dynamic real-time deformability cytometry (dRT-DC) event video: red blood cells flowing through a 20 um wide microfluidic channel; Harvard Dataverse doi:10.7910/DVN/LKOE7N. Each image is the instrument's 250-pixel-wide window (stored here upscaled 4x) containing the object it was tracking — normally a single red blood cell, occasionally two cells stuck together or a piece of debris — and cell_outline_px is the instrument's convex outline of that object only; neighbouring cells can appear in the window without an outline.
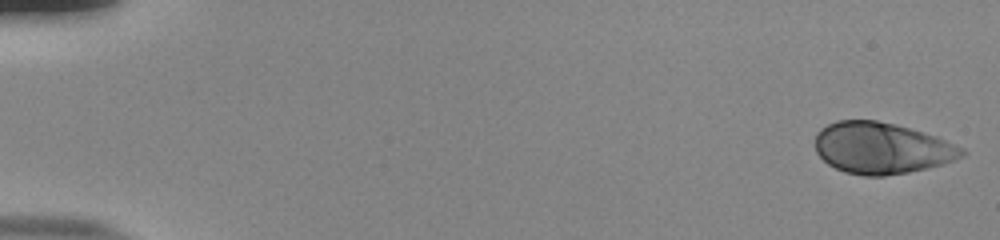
{"species": "human", "species_latin": "Homo sapiens", "temperature_condition": "room temperature", "stored_images_in_passage": 53, "camera_frame_rate_fps": 3000, "um_per_image_px": 0.085, "donor": {"sex": "male"}, "frame": {"image": 1, "passage_image": 1, "time_ms": 0.0, "image_size_px": [1000, 240], "cell_outline_px": [[968, 152], [964, 156], [940, 164], [908, 172], [884, 176], [864, 176], [844, 172], [828, 164], [816, 152], [816, 132], [820, 128], [836, 120], [876, 120], [896, 124], [924, 132], [936, 136], [964, 148]], "centroid_in_image_um": [74.93, 12.58], "position_along_channel_um": 10.1, "area_um2": 43.93}}
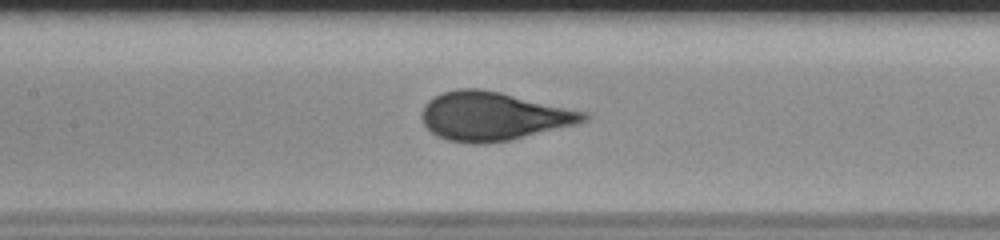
{"frame": {"image": 2, "passage_image": 26, "time_ms": 8.333, "image_size_px": [1000, 240], "cell_outline_px": [[592, 116], [588, 120], [576, 124], [512, 140], [484, 144], [472, 144], [448, 140], [436, 136], [424, 124], [420, 116], [424, 104], [428, 100], [444, 92], [456, 88], [476, 88], [500, 92], [588, 112]], "centroid_in_image_um": [41.93, 9.88], "position_along_channel_um": 165.5, "area_um2": 46.07}}
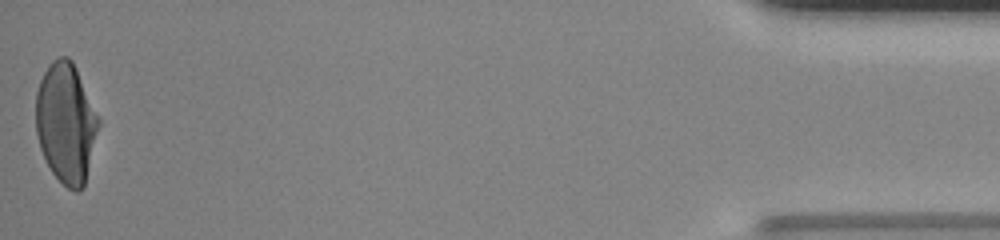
{"frame": {"image": 3, "passage_image": 53, "time_ms": 17.333, "image_size_px": [1000, 240], "cell_outline_px": [[100, 124], [84, 188], [80, 192], [76, 192], [68, 188], [52, 172], [40, 148], [36, 132], [36, 92], [40, 80], [48, 64], [52, 60], [60, 56], [68, 56], [72, 60], [76, 68], [100, 120]], "centroid_in_image_um": [5.61, 10.45], "position_along_channel_um": 429.6, "area_um2": 43.93}, "authors_computed_cell_mechanics": {"area_um2": 43.928, "velocity_mm_per_s": 3.8656, "shape_relaxation_time_tau1_ms": 4.0298, "shape_relaxation_time_tau2_ms": null, "deformation_change_tau1": 0.1913, "deformation_change_tau2": null}}